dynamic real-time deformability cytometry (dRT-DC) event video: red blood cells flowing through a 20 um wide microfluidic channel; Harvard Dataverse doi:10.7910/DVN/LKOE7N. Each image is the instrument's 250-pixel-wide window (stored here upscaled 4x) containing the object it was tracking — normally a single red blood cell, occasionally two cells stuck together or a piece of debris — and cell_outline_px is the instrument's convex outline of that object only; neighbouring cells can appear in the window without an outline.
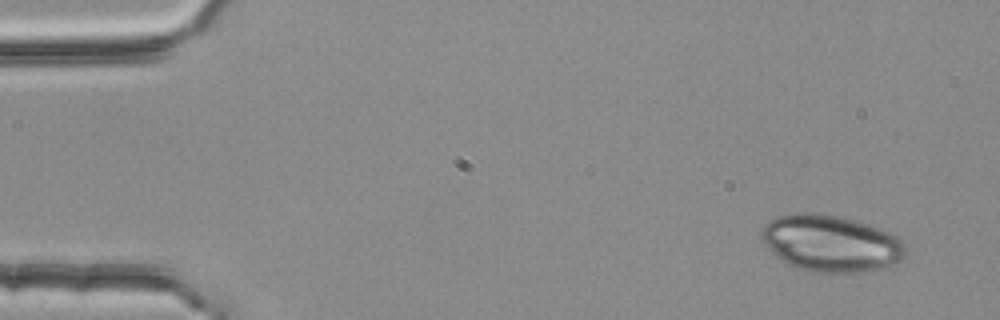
{"species": "common noctule bat (a hibernating species)", "species_latin": "Nyctalus noctula", "temperature_condition": "room temperature", "stored_images_in_passage": 5, "camera_frame_rate_fps": 3000, "um_per_image_px": 0.085, "animal": {"sex": "female", "body_mass_g": 25.1}, "frame": {"image": 1, "passage_image": 1, "time_ms": 0.0, "image_size_px": [1000, 320], "cell_outline_px": [[908, 256], [888, 268], [864, 272], [832, 276], [812, 272], [796, 268], [788, 264], [776, 256], [768, 248], [760, 232], [764, 224], [768, 220], [776, 216], [796, 212], [812, 212], [836, 216], [856, 220], [868, 224], [888, 232], [896, 236], [904, 244], [908, 252]], "centroid_in_image_um": [70.66, 20.73], "position_along_channel_um": 14.3, "area_um2": 48.78}}